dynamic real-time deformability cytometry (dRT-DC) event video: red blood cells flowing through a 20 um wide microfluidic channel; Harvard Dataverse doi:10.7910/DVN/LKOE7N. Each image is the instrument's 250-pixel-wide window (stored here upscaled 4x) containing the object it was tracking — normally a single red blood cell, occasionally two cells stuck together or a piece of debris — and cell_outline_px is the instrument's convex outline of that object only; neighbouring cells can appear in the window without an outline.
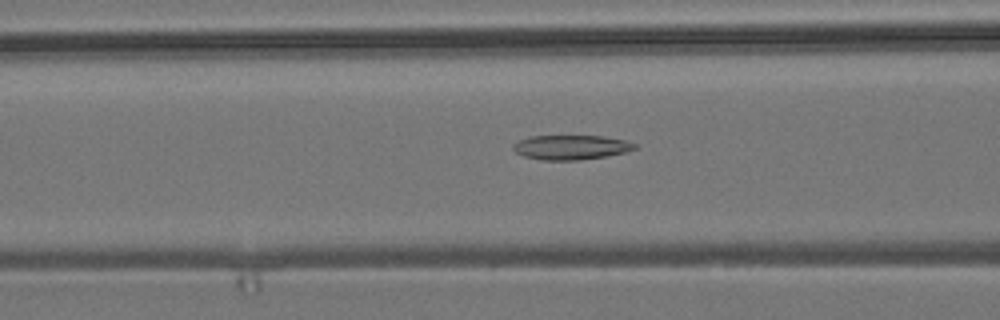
{"species": "common noctule bat (a hibernating species)", "species_latin": "Nyctalus noctula", "temperature_condition": "room temperature", "stored_images_in_passage": 44, "camera_frame_rate_fps": 3000, "um_per_image_px": 0.085, "animal": {"sex": "male", "body_mass_g": 19.2, "forearm_length_mm": 51.8}, "frame": {"image": 1, "passage_image": 11, "time_ms": 3.333, "image_size_px": [1000, 320], "cell_outline_px": [[636, 148], [624, 152], [608, 156], [576, 160], [544, 160], [524, 156], [516, 152], [512, 148], [512, 144], [520, 140], [532, 136], [604, 136], [624, 140], [636, 144]], "centroid_in_image_um": [48.52, 12.52], "position_along_channel_um": 118.1, "area_um2": 17.22}}
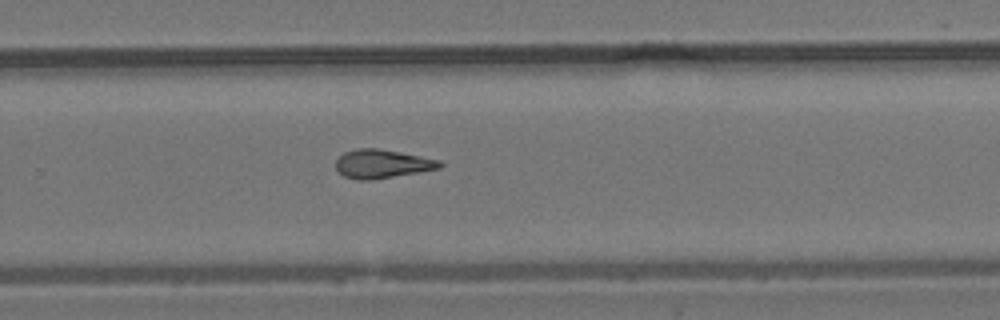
{"frame": {"image": 2, "passage_image": 25, "time_ms": 8.0, "image_size_px": [1000, 320], "cell_outline_px": [[444, 164], [440, 168], [372, 180], [356, 180], [344, 176], [336, 168], [336, 160], [344, 152], [356, 148], [380, 148], [440, 160]], "centroid_in_image_um": [32.47, 13.92], "position_along_channel_um": 297.3, "area_um2": 17.34}}
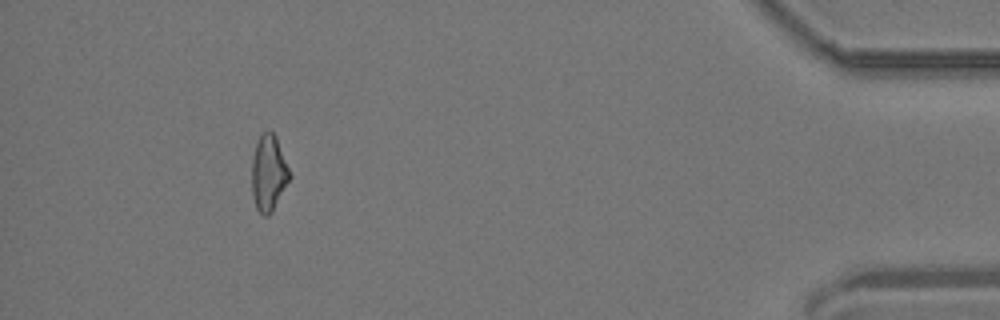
{"frame": {"image": 3, "passage_image": 39, "time_ms": 12.667, "image_size_px": [1000, 320], "cell_outline_px": [[292, 176], [272, 212], [268, 216], [264, 216], [256, 208], [252, 196], [252, 156], [256, 144], [260, 136], [268, 128], [276, 136]], "centroid_in_image_um": [22.84, 14.71], "position_along_channel_um": 412.4, "area_um2": 16.88}, "authors_computed_cell_mechanics": {"area_um2": 17.2244, "velocity_mm_per_s": 3.855, "shape_relaxation_time_tau1_ms": null, "shape_relaxation_time_tau2_ms": 5.754, "deformation_change_tau1": null, "deformation_change_tau2": 0.1662}}